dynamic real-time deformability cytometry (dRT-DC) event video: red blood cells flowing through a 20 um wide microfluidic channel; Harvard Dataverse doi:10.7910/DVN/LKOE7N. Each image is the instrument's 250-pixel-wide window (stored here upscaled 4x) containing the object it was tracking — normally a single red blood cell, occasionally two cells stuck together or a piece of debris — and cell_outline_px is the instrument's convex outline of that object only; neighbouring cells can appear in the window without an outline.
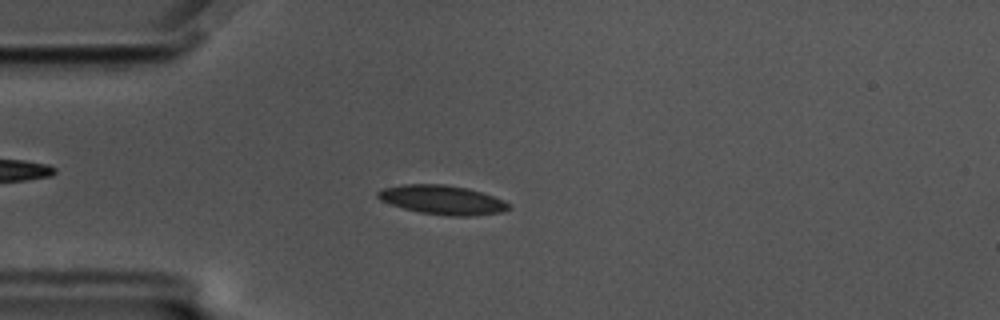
{"species": "common noctule bat (a hibernating species)", "species_latin": "Nyctalus noctula", "temperature_condition": "cold", "stored_images_in_passage": 58, "camera_frame_rate_fps": 3000, "um_per_image_px": 0.085, "animal": {"sex": "male", "body_mass_g": 17.5, "forearm_length_mm": 52.3}, "frame": {"image": 1, "passage_image": 15, "time_ms": 4.667, "image_size_px": [1000, 320], "cell_outline_px": [[512, 208], [504, 212], [476, 216], [452, 216], [420, 212], [404, 208], [380, 200], [376, 196], [376, 192], [384, 188], [404, 184], [444, 184], [468, 188], [504, 200]], "centroid_in_image_um": [37.63, 16.99], "position_along_channel_um": 47.4, "area_um2": 22.2}}
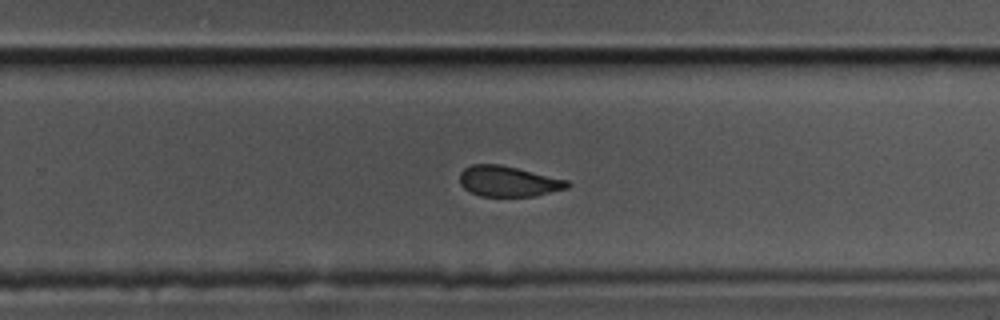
{"frame": {"image": 2, "passage_image": 37, "time_ms": 12.0, "image_size_px": [1000, 320], "cell_outline_px": [[572, 184], [568, 188], [536, 196], [480, 196], [464, 188], [460, 184], [460, 172], [464, 168], [472, 164], [500, 164], [568, 180]], "centroid_in_image_um": [43.22, 15.41], "position_along_channel_um": 286.6, "area_um2": 19.19}}
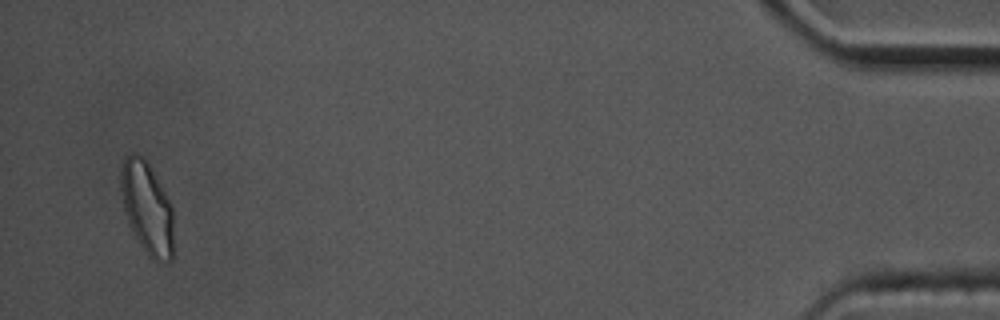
{"frame": {"image": 3, "passage_image": 56, "time_ms": 18.333, "image_size_px": [1000, 320], "cell_outline_px": [[172, 260], [168, 264], [152, 260], [148, 256], [136, 240], [132, 232], [124, 208], [120, 188], [120, 168], [124, 156], [132, 152], [136, 152], [148, 164], [172, 204]], "centroid_in_image_um": [12.48, 17.7], "position_along_channel_um": 422.7, "area_um2": 28.5}, "authors_computed_cell_mechanics": {"area_um2": 20.8947, "velocity_mm_per_s": 3.4527, "shape_relaxation_time_tau1_ms": 7.7988, "shape_relaxation_time_tau2_ms": 2.5695, "deformation_change_tau1": 0.1486, "deformation_change_tau2": 0.0721}}